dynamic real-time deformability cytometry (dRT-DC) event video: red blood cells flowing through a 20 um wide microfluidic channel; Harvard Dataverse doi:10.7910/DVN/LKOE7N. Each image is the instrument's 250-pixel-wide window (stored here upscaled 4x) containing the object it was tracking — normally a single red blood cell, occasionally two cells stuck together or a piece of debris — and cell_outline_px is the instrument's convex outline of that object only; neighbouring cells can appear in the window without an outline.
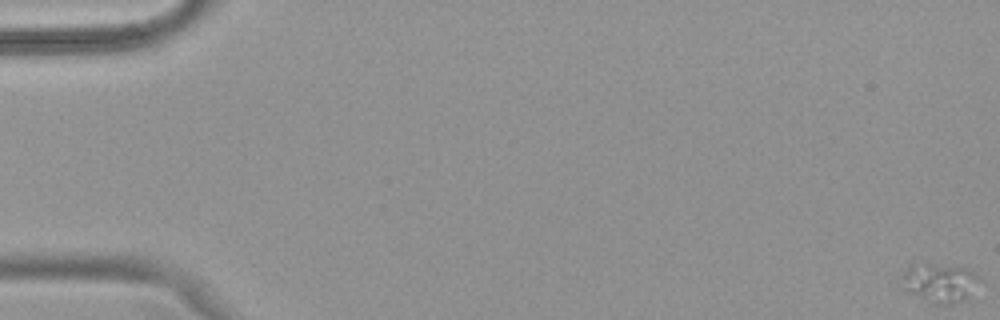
{"species": "common noctule bat (a hibernating species)", "species_latin": "Nyctalus noctula", "temperature_condition": "warm", "stored_images_in_passage": 53, "camera_frame_rate_fps": 3000, "um_per_image_px": 0.085, "animal": {"sex": "female", "body_mass_g": 18.4}, "frame": {"image": 1, "passage_image": 1, "time_ms": 0.0, "image_size_px": [1000, 320], "cell_outline_px": [[980, 280], [972, 300], [944, 304], [936, 304], [908, 292], [900, 276], [912, 264], [932, 264], [964, 268], [972, 272]], "centroid_in_image_um": [79.94, 24.07], "position_along_channel_um": 5.1, "area_um2": 17.51}}
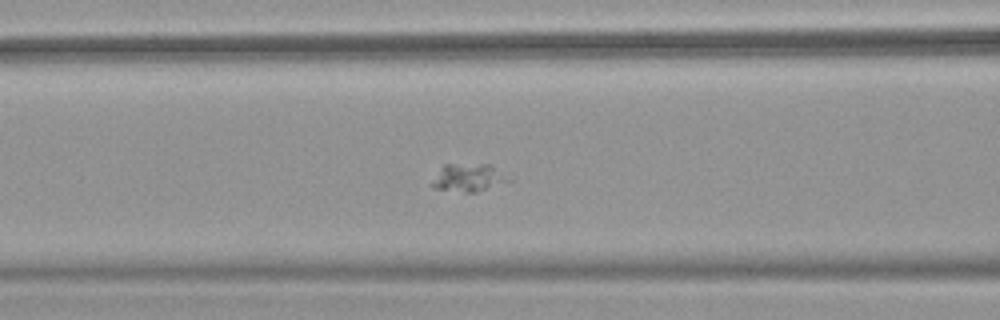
{"frame": {"image": 2, "passage_image": 23, "time_ms": 7.333, "image_size_px": [1000, 320], "cell_outline_px": [[512, 180], [476, 192], [464, 192], [432, 188], [428, 184], [444, 164], [488, 164]], "centroid_in_image_um": [39.73, 15.11], "position_along_channel_um": 126.9, "area_um2": 12.25}}
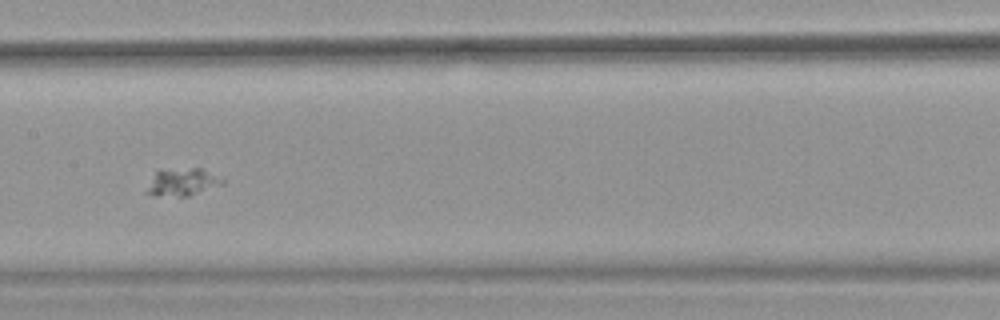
{"frame": {"image": 3, "passage_image": 28, "time_ms": 9.0, "image_size_px": [1000, 320], "cell_outline_px": [[224, 184], [188, 196], [156, 196], [144, 192], [156, 172], [192, 168], [200, 168], [224, 180]], "centroid_in_image_um": [15.5, 15.52], "position_along_channel_um": 191.9, "area_um2": 11.68}}